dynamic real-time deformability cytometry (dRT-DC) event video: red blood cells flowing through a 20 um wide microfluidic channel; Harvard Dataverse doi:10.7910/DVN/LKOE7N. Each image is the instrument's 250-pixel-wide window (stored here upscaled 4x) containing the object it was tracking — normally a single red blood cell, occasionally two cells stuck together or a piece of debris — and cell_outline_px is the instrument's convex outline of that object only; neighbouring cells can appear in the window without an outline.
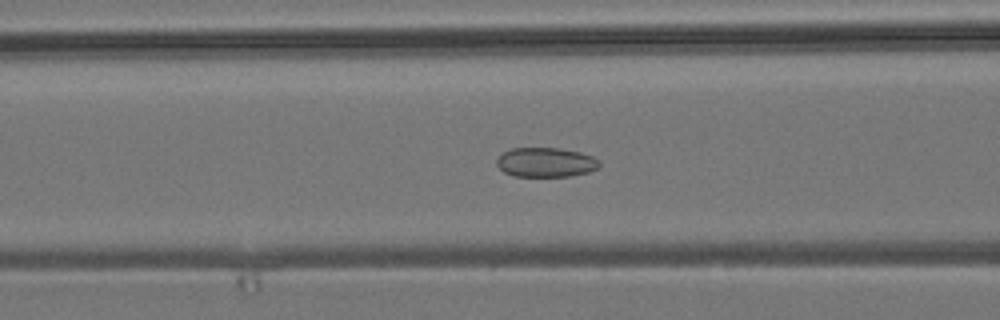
{"species": "common noctule bat (a hibernating species)", "species_latin": "Nyctalus noctula", "temperature_condition": "room temperature", "stored_images_in_passage": 36, "camera_frame_rate_fps": 3000, "um_per_image_px": 0.085, "animal": {"sex": "male", "body_mass_g": 19.2, "forearm_length_mm": 51.8}, "frame": {"image": 1, "passage_image": 6, "time_ms": 1.667, "image_size_px": [1000, 320], "cell_outline_px": [[600, 164], [596, 168], [588, 172], [568, 176], [512, 176], [504, 172], [496, 164], [496, 160], [504, 152], [512, 148], [560, 148], [580, 152], [592, 156], [600, 160]], "centroid_in_image_um": [46.39, 13.79], "position_along_channel_um": 120.2, "area_um2": 17.57}}
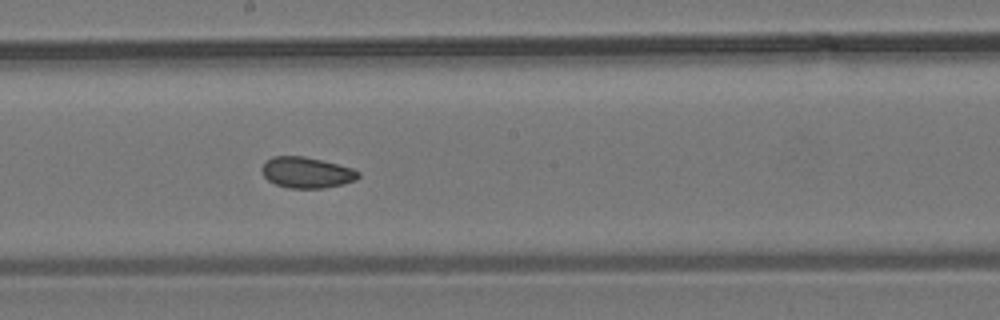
{"frame": {"image": 2, "passage_image": 14, "time_ms": 4.333, "image_size_px": [1000, 320], "cell_outline_px": [[360, 176], [356, 180], [344, 184], [324, 188], [288, 188], [276, 184], [268, 180], [264, 176], [264, 164], [272, 156], [304, 156], [352, 168], [360, 172]], "centroid_in_image_um": [26.11, 14.67], "position_along_channel_um": 222.1, "area_um2": 17.17}}
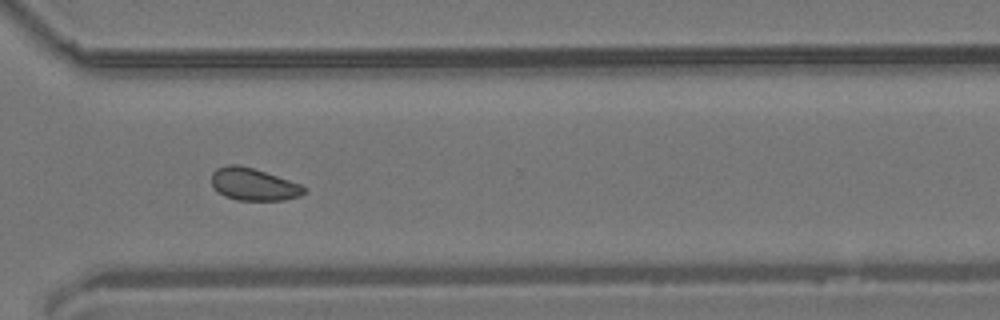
{"frame": {"image": 3, "passage_image": 24, "time_ms": 7.667, "image_size_px": [1000, 320], "cell_outline_px": [[308, 188], [300, 196], [284, 200], [236, 200], [224, 196], [216, 192], [212, 184], [212, 172], [216, 168], [228, 164], [236, 164], [252, 168], [300, 184]], "centroid_in_image_um": [21.51, 15.68], "position_along_channel_um": 349.1, "area_um2": 17.4}, "authors_computed_cell_mechanics": {"area_um2": 17.1377, "velocity_mm_per_s": 3.8187, "shape_relaxation_time_tau1_ms": 5.0228, "shape_relaxation_time_tau2_ms": 2.6952, "deformation_change_tau1": 0.0608, "deformation_change_tau2": 0.0637}}